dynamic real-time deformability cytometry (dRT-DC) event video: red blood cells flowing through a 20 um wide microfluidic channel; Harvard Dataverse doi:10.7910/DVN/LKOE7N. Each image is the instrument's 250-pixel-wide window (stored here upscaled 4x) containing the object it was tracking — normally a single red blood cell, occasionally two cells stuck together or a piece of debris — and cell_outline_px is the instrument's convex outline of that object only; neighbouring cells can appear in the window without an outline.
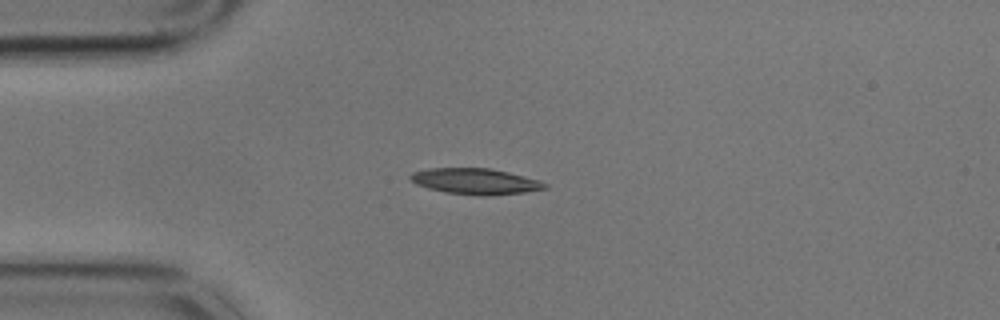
{"species": "common noctule bat (a hibernating species)", "species_latin": "Nyctalus noctula", "temperature_condition": "cold", "stored_images_in_passage": 6, "camera_frame_rate_fps": 3000, "um_per_image_px": 0.085, "animal": {"sex": "male", "body_mass_g": 17.9}, "frame": {"image": 1, "passage_image": 3, "time_ms": 0.667, "image_size_px": [1000, 320], "cell_outline_px": [[548, 188], [524, 192], [488, 196], [444, 192], [428, 188], [416, 184], [408, 176], [412, 172], [428, 168], [488, 168], [508, 172], [540, 180], [548, 184]], "centroid_in_image_um": [40.41, 15.41], "position_along_channel_um": 44.6, "area_um2": 20.29}}
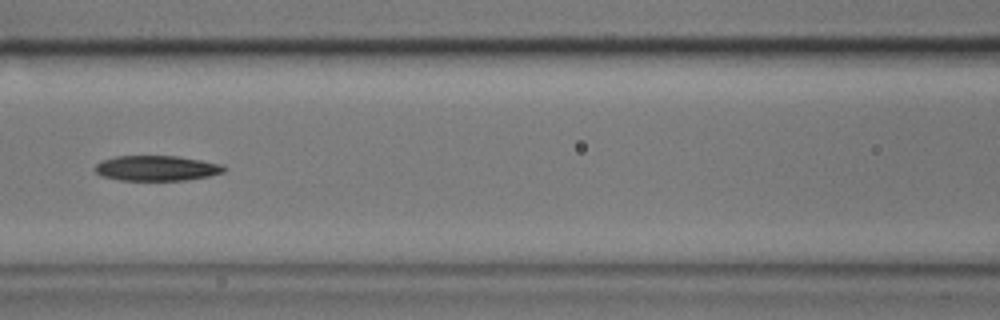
{"frame": {"image": 2, "passage_image": 6, "time_ms": 1.667, "image_size_px": [1000, 320], "cell_outline_px": [[228, 168], [224, 172], [208, 176], [184, 180], [120, 180], [100, 176], [92, 168], [100, 160], [116, 156], [176, 156], [224, 164]], "centroid_in_image_um": [13.29, 14.29], "position_along_channel_um": 153.3, "area_um2": 19.13}}